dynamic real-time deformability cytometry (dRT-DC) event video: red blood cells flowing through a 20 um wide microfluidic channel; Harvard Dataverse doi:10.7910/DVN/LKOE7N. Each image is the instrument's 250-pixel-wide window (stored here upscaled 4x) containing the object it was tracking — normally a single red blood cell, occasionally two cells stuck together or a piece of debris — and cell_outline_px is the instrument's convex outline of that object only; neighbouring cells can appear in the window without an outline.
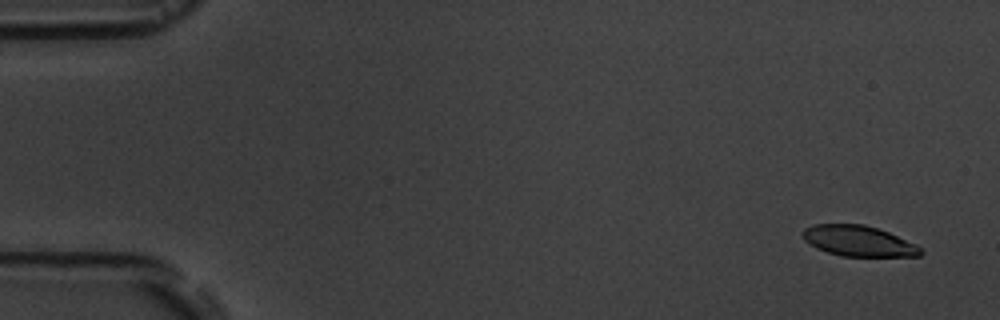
{"species": "common noctule bat (a hibernating species)", "species_latin": "Nyctalus noctula", "temperature_condition": "room temperature", "stored_images_in_passage": 5, "camera_frame_rate_fps": 3000, "um_per_image_px": 0.085, "animal": {"sex": "male", "body_mass_g": 19.5, "forearm_length_mm": 54.6}, "frame": {"image": 1, "passage_image": 1, "time_ms": 0.0, "image_size_px": [1000, 320], "cell_outline_px": [[924, 252], [920, 256], [840, 256], [816, 248], [804, 240], [804, 228], [812, 224], [864, 224], [888, 232], [916, 244]], "centroid_in_image_um": [72.97, 20.48], "position_along_channel_um": 12.0, "area_um2": 20.92}}
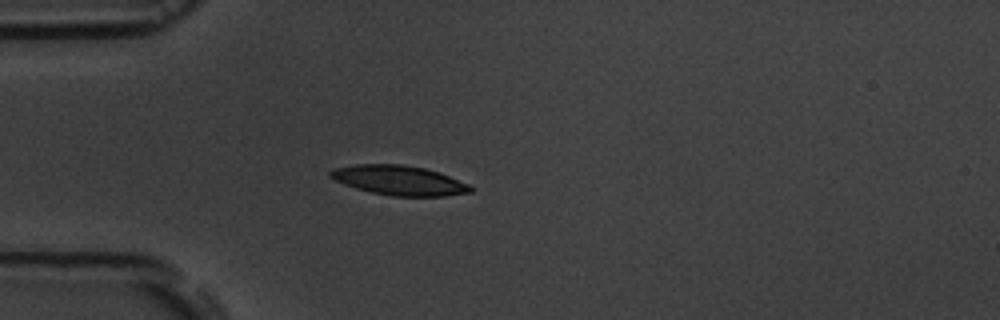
{"frame": {"image": 2, "passage_image": 5, "time_ms": 4.333, "image_size_px": [1000, 320], "cell_outline_px": [[472, 192], [444, 196], [392, 196], [372, 192], [356, 188], [344, 184], [328, 176], [328, 172], [336, 168], [356, 164], [400, 164], [424, 168], [448, 176], [468, 184], [472, 188]], "centroid_in_image_um": [33.9, 15.33], "position_along_channel_um": 51.1, "area_um2": 23.87}}